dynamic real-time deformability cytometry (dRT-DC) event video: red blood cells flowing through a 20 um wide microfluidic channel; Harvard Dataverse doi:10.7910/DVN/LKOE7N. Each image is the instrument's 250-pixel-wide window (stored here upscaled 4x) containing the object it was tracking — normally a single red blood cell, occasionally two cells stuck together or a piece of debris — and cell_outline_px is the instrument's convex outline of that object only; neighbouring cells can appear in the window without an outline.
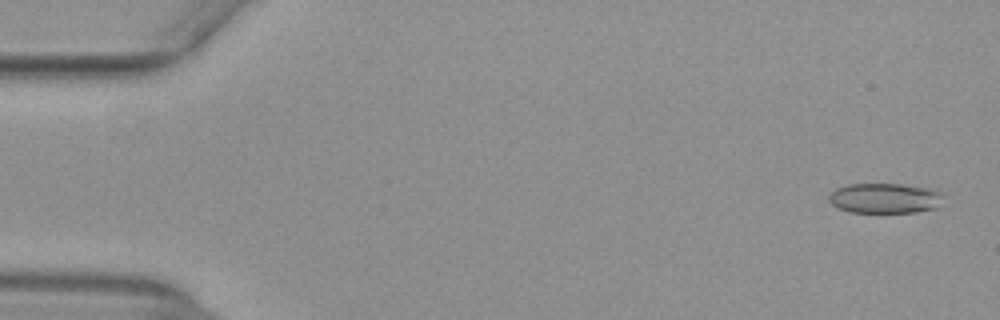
{"species": "common noctule bat (a hibernating species)", "species_latin": "Nyctalus noctula", "temperature_condition": "warm", "stored_images_in_passage": 43, "camera_frame_rate_fps": 3000, "um_per_image_px": 0.085, "animal": {"sex": "female", "body_mass_g": 29.2, "forearm_length_mm": 56.3}, "frame": {"image": 1, "passage_image": 2, "time_ms": 0.333, "image_size_px": [1000, 320], "cell_outline_px": [[944, 196], [936, 208], [916, 212], [852, 212], [840, 208], [832, 204], [828, 200], [828, 196], [836, 188], [848, 184], [900, 184], [932, 188], [940, 192]], "centroid_in_image_um": [75.23, 16.84], "position_along_channel_um": 9.8, "area_um2": 20.06}}
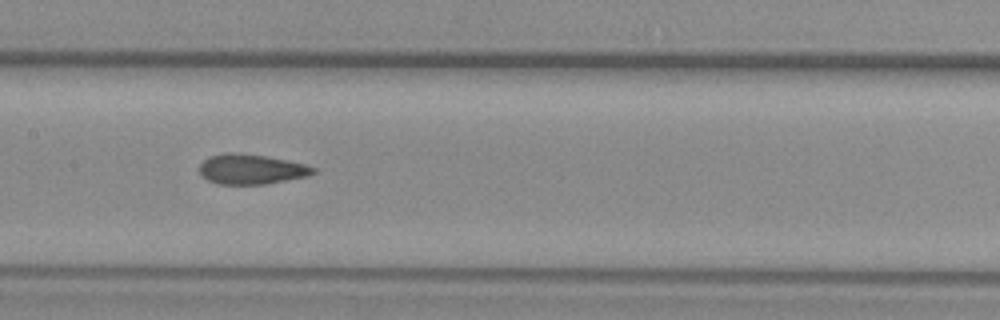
{"frame": {"image": 2, "passage_image": 26, "time_ms": 8.333, "image_size_px": [1000, 320], "cell_outline_px": [[316, 172], [308, 176], [264, 184], [220, 184], [208, 180], [200, 172], [200, 164], [208, 156], [224, 152], [236, 152], [264, 156], [288, 160], [304, 164], [316, 168]], "centroid_in_image_um": [21.35, 14.37], "position_along_channel_um": 186.0, "area_um2": 19.83}}
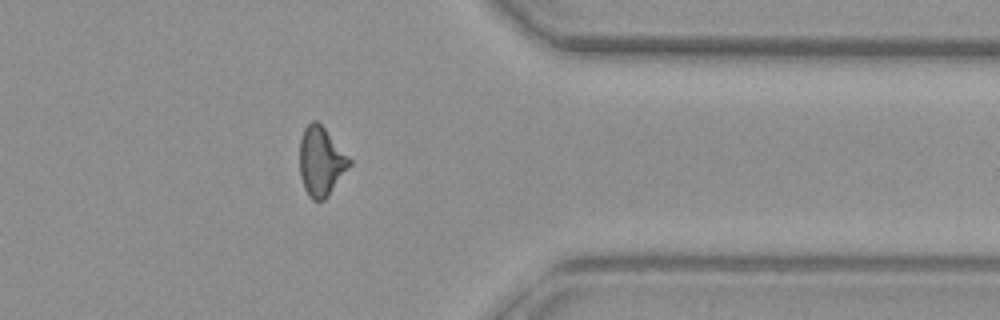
{"frame": {"image": 3, "passage_image": 42, "time_ms": 13.667, "image_size_px": [1000, 320], "cell_outline_px": [[352, 164], [328, 196], [324, 200], [312, 200], [308, 196], [304, 188], [300, 176], [300, 140], [304, 128], [312, 120], [316, 120], [324, 128], [352, 160]], "centroid_in_image_um": [27.29, 13.74], "position_along_channel_um": 384.1, "area_um2": 20.0}}